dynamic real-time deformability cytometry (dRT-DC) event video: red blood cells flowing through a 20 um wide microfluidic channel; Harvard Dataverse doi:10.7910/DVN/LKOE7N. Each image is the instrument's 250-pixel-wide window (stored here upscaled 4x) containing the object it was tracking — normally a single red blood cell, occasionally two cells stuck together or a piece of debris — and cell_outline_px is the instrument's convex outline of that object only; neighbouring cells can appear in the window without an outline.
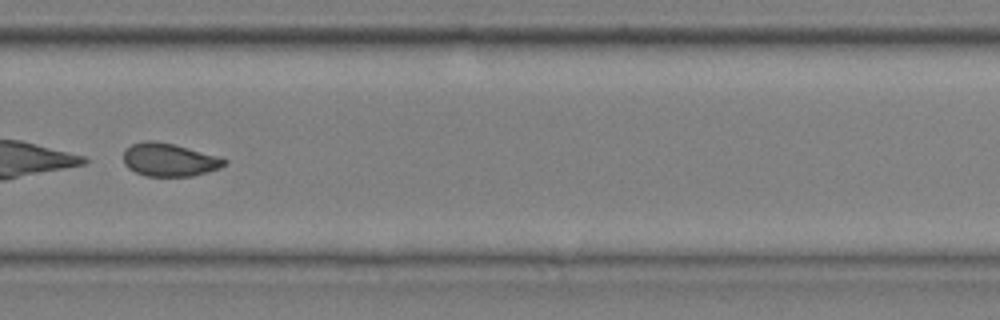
{"species": "common noctule bat (a hibernating species)", "species_latin": "Nyctalus noctula", "temperature_condition": "cold", "stored_images_in_passage": 45, "camera_frame_rate_fps": 3000, "um_per_image_px": 0.085, "animal": {"sex": "male", "body_mass_g": 20.4}, "frame": {"image": 1, "passage_image": 32, "time_ms": 10.333, "image_size_px": [1000, 320], "cell_outline_px": [[228, 160], [220, 168], [192, 176], [144, 176], [128, 168], [124, 164], [124, 148], [132, 144], [144, 140], [156, 140], [172, 144], [216, 156]], "centroid_in_image_um": [14.32, 13.58], "position_along_channel_um": 315.5, "area_um2": 19.31}}